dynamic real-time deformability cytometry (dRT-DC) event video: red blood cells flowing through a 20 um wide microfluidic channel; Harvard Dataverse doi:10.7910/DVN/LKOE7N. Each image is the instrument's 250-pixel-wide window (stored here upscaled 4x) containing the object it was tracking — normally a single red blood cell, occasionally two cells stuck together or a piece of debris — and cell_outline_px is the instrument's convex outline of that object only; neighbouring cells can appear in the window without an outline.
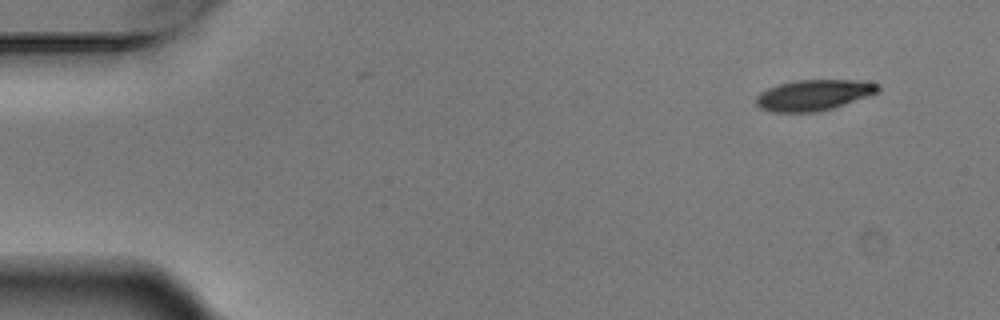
{"species": "Egyptian fruit bat (a non-hibernating species)", "species_latin": "Rousettus aegyptiacus", "temperature_condition": "warm", "stored_images_in_passage": 4, "camera_frame_rate_fps": 3000, "um_per_image_px": 0.085, "animal": {"sex": "male"}, "frame": {"image": 1, "passage_image": 1, "time_ms": 0.0, "image_size_px": [1000, 320], "cell_outline_px": [[880, 88], [876, 92], [832, 108], [816, 112], [772, 112], [760, 108], [756, 104], [756, 96], [760, 92], [768, 88], [780, 84], [796, 80], [856, 80], [880, 84]], "centroid_in_image_um": [69.1, 8.08], "position_along_channel_um": 15.9, "area_um2": 21.56}}
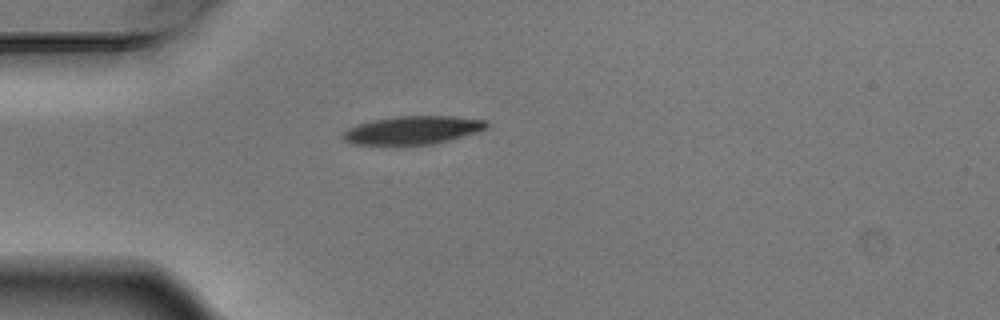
{"frame": {"image": 2, "passage_image": 4, "time_ms": 1.0, "image_size_px": [1000, 320], "cell_outline_px": [[488, 128], [480, 132], [432, 144], [400, 148], [396, 148], [352, 144], [344, 140], [340, 136], [348, 128], [356, 124], [372, 120], [396, 116], [452, 116], [488, 120]], "centroid_in_image_um": [35.02, 11.11], "position_along_channel_um": 50.0, "area_um2": 24.91}}